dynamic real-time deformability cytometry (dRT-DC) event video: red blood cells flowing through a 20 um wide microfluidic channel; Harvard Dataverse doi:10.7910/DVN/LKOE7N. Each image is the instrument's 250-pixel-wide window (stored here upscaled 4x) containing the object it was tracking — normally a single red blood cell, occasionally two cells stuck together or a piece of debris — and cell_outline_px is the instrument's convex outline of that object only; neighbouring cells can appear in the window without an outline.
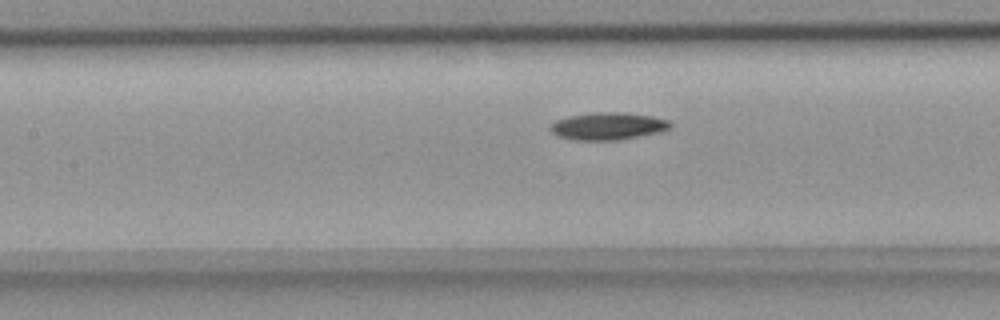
{"species": "common noctule bat (a hibernating species)", "species_latin": "Nyctalus noctula", "temperature_condition": "room temperature", "stored_images_in_passage": 37, "camera_frame_rate_fps": 3000, "um_per_image_px": 0.085, "animal": {"sex": "female", "body_mass_g": 18.4}, "frame": {"image": 1, "passage_image": 14, "time_ms": 4.333, "image_size_px": [1000, 320], "cell_outline_px": [[672, 128], [660, 132], [620, 140], [576, 140], [560, 136], [552, 132], [552, 124], [556, 120], [568, 116], [592, 112], [624, 112], [652, 116], [668, 120], [672, 124]], "centroid_in_image_um": [51.73, 10.71], "position_along_channel_um": 155.7, "area_um2": 19.13}}
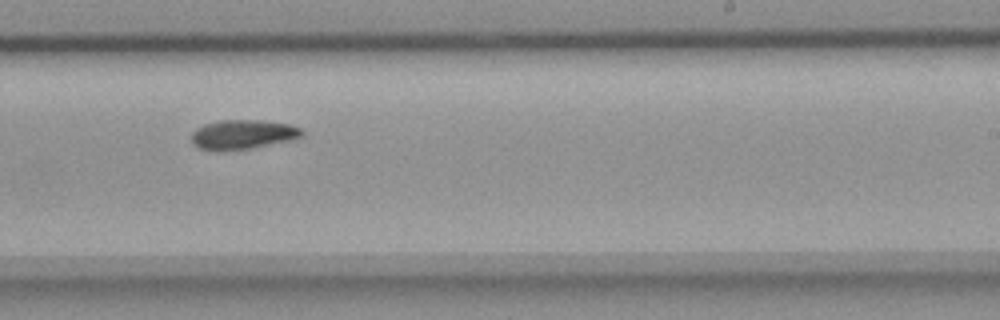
{"frame": {"image": 2, "passage_image": 23, "time_ms": 7.333, "image_size_px": [1000, 320], "cell_outline_px": [[304, 136], [288, 140], [248, 148], [200, 148], [192, 144], [192, 132], [196, 128], [204, 124], [220, 120], [264, 120], [288, 124], [300, 128], [304, 132]], "centroid_in_image_um": [20.66, 11.38], "position_along_channel_um": 268.3, "area_um2": 18.21}}
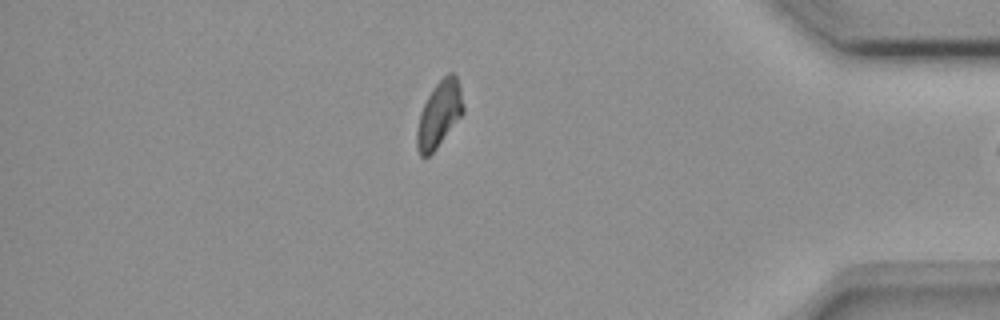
{"frame": {"image": 3, "passage_image": 36, "time_ms": 11.667, "image_size_px": [1000, 320], "cell_outline_px": [[464, 112], [436, 148], [428, 156], [420, 156], [416, 148], [416, 132], [420, 112], [428, 96], [436, 84], [448, 72], [452, 72], [456, 76], [460, 88], [464, 104]], "centroid_in_image_um": [37.32, 9.71], "position_along_channel_um": 397.9, "area_um2": 17.63}}